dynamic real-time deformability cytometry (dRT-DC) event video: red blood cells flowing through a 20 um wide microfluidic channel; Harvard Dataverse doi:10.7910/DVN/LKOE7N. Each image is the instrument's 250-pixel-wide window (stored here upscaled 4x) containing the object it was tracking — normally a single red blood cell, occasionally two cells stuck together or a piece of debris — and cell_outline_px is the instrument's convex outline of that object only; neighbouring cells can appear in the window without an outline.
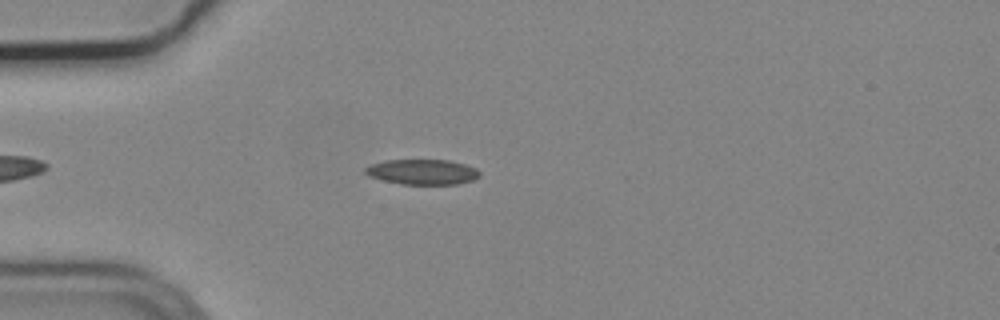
{"species": "common noctule bat (a hibernating species)", "species_latin": "Nyctalus noctula", "temperature_condition": "cold", "stored_images_in_passage": 45, "camera_frame_rate_fps": 3000, "um_per_image_px": 0.085, "animal": {"sex": "male", "body_mass_g": 19.2, "forearm_length_mm": 51.8}, "frame": {"image": 1, "passage_image": 5, "time_ms": 1.333, "image_size_px": [1000, 320], "cell_outline_px": [[480, 176], [472, 180], [456, 184], [400, 184], [368, 176], [364, 172], [364, 168], [372, 164], [384, 160], [448, 160], [464, 164], [476, 168], [480, 172]], "centroid_in_image_um": [35.89, 14.61], "position_along_channel_um": 49.1, "area_um2": 16.76}}
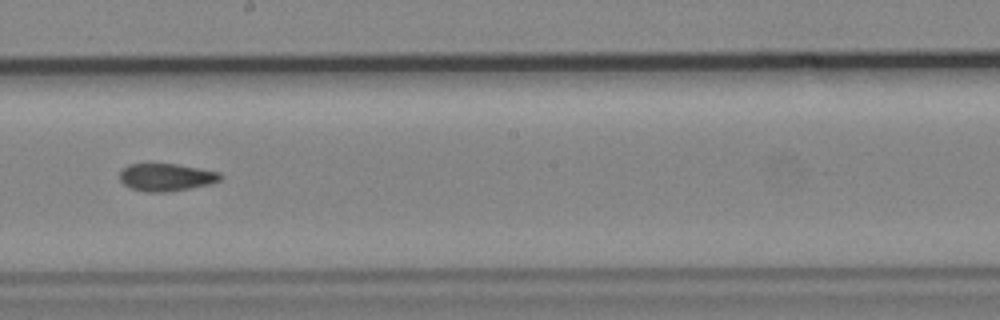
{"frame": {"image": 2, "passage_image": 21, "time_ms": 6.667, "image_size_px": [1000, 320], "cell_outline_px": [[224, 176], [220, 180], [208, 184], [168, 192], [144, 192], [128, 188], [120, 180], [120, 168], [128, 164], [176, 164], [220, 172]], "centroid_in_image_um": [14.08, 15.06], "position_along_channel_um": 234.1, "area_um2": 16.24}}
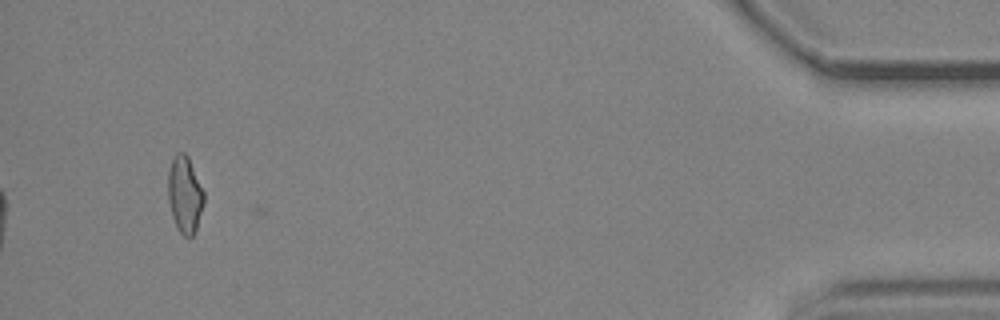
{"frame": {"image": 3, "passage_image": 42, "time_ms": 13.667, "image_size_px": [1000, 320], "cell_outline_px": [[204, 204], [196, 232], [188, 240], [176, 228], [172, 216], [168, 200], [168, 172], [172, 160], [176, 152], [184, 152], [188, 156], [204, 192]], "centroid_in_image_um": [15.71, 16.59], "position_along_channel_um": 419.5, "area_um2": 16.3}, "authors_computed_cell_mechanics": {"area_um2": 16.5308, "velocity_mm_per_s": 3.7314, "shape_relaxation_time_tau1_ms": null, "shape_relaxation_time_tau2_ms": 2.9345, "deformation_change_tau1": null, "deformation_change_tau2": 0.0898}}